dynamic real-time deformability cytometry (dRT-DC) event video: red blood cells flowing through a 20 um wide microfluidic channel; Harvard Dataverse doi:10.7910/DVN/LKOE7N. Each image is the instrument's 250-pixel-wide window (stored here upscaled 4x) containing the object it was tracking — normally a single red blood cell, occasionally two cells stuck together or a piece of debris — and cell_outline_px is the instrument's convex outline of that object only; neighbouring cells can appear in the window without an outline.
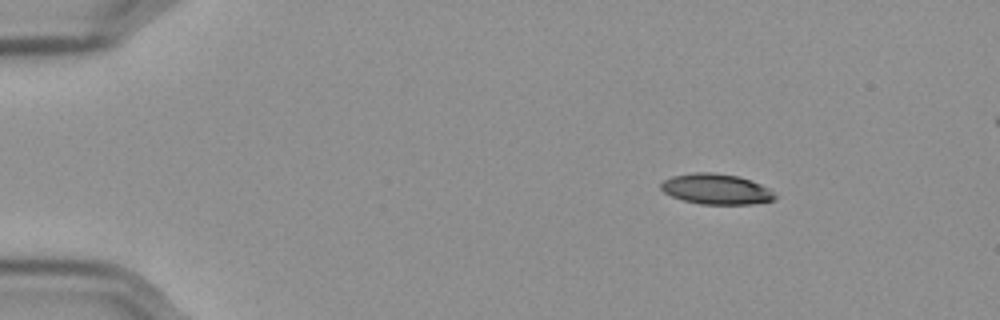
{"species": "Egyptian fruit bat (a non-hibernating species)", "species_latin": "Rousettus aegyptiacus", "temperature_condition": "cold", "stored_images_in_passage": 51, "segment_of_instrument_passage": [1, 2], "camera_frame_rate_fps": 3000, "um_per_image_px": 0.085, "frame": {"image": 1, "passage_image": 1, "time_ms": 0.0, "image_size_px": [1000, 320], "cell_outline_px": [[776, 200], [752, 204], [700, 204], [684, 200], [672, 196], [664, 192], [660, 188], [660, 184], [664, 180], [672, 176], [696, 172], [712, 172], [740, 176], [760, 184], [768, 188], [776, 196]], "centroid_in_image_um": [60.88, 16.07], "position_along_channel_um": 24.1, "area_um2": 20.23}}
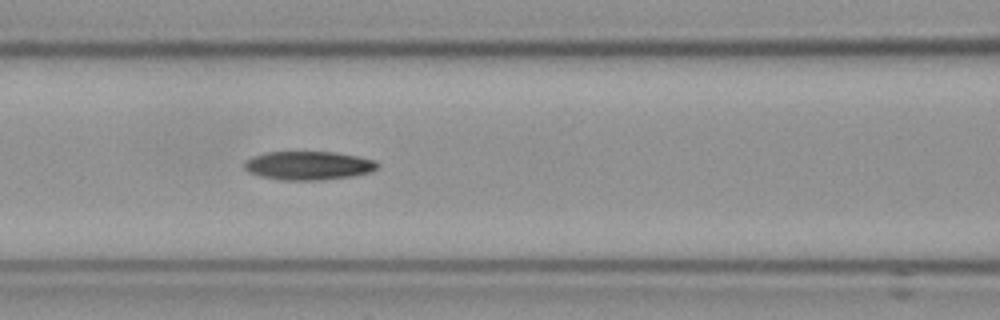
{"frame": {"image": 2, "passage_image": 18, "time_ms": 5.667, "image_size_px": [1000, 320], "cell_outline_px": [[380, 164], [376, 168], [368, 172], [352, 176], [320, 180], [280, 180], [260, 176], [248, 172], [244, 168], [244, 160], [252, 156], [264, 152], [332, 152], [356, 156], [376, 160]], "centroid_in_image_um": [26.16, 14.07], "position_along_channel_um": 140.4, "area_um2": 22.25}}
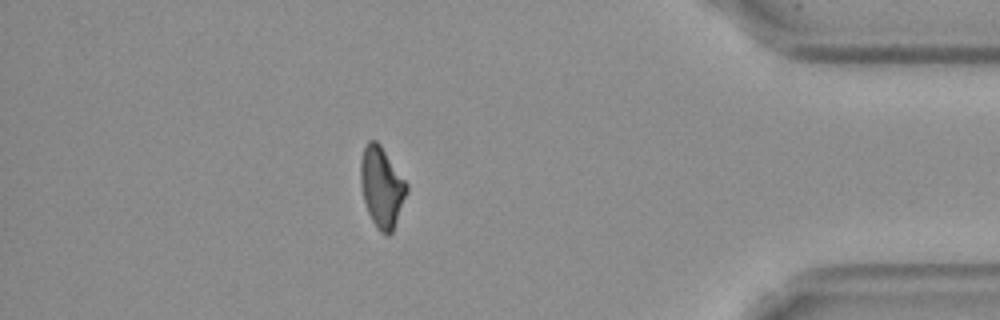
{"frame": {"image": 3, "passage_image": 43, "time_ms": 14.0, "image_size_px": [1000, 320], "cell_outline_px": [[408, 192], [392, 232], [388, 236], [380, 232], [372, 220], [368, 212], [364, 200], [360, 180], [360, 164], [364, 148], [368, 140], [376, 140], [380, 144], [408, 184]], "centroid_in_image_um": [32.45, 15.9], "position_along_channel_um": 402.7, "area_um2": 21.5}}